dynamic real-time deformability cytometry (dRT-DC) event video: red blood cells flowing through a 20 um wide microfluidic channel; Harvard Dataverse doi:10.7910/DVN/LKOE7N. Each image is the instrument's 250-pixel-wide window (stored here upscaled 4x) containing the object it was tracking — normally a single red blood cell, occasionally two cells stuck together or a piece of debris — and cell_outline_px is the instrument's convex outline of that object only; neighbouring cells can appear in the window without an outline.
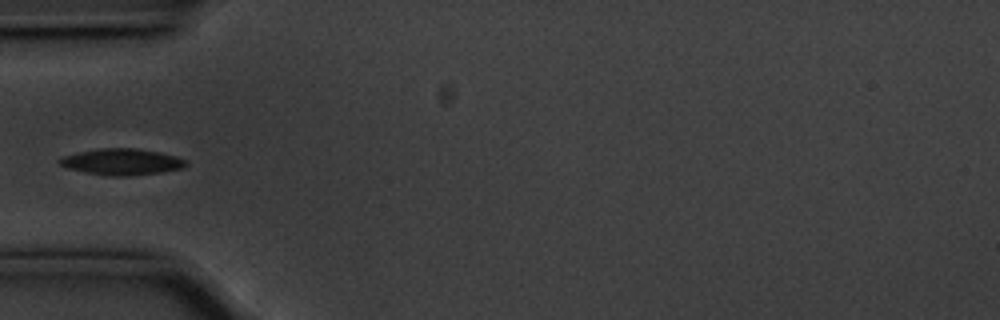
{"species": "common noctule bat (a hibernating species)", "species_latin": "Nyctalus noctula", "temperature_condition": "cold", "stored_images_in_passage": 17, "camera_frame_rate_fps": 3000, "um_per_image_px": 0.085, "animal": {"sex": "male", "body_mass_g": 20.1, "forearm_length_mm": 53.5}, "frame": {"image": 1, "passage_image": 1, "time_ms": 0.0, "image_size_px": [1000, 320], "cell_outline_px": [[188, 164], [184, 168], [160, 172], [128, 176], [108, 176], [68, 168], [60, 164], [56, 160], [64, 156], [80, 152], [100, 148], [136, 148], [160, 152], [176, 156], [188, 160]], "centroid_in_image_um": [10.41, 13.75], "position_along_channel_um": 74.6, "area_um2": 19.31}}